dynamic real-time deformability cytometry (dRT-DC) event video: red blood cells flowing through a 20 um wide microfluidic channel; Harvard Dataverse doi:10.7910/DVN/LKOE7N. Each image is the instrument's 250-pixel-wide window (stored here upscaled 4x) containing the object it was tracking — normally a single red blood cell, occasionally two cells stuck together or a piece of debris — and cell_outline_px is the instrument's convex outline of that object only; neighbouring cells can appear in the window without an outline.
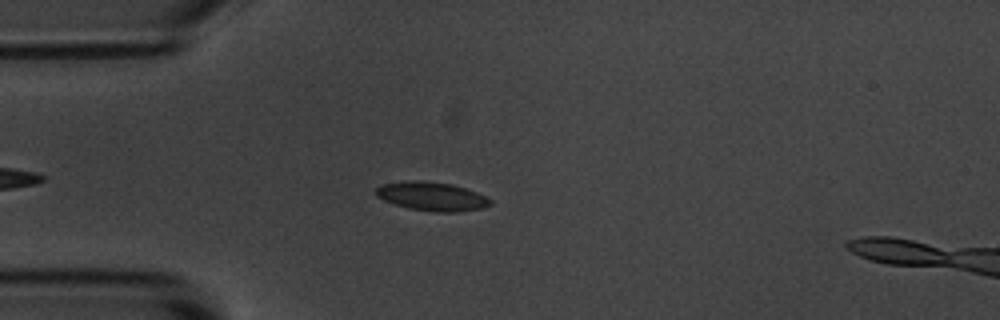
{"species": "common noctule bat (a hibernating species)", "species_latin": "Nyctalus noctula", "temperature_condition": "room temperature", "stored_images_in_passage": 45, "camera_frame_rate_fps": 3000, "um_per_image_px": 0.085, "animal": {"sex": "male", "body_mass_g": 20.1, "forearm_length_mm": 53.5}, "frame": {"image": 1, "passage_image": 8, "time_ms": 2.333, "image_size_px": [1000, 320], "cell_outline_px": [[492, 204], [484, 208], [456, 212], [436, 212], [408, 208], [384, 200], [376, 196], [376, 188], [380, 184], [408, 180], [420, 180], [452, 184], [476, 192], [492, 200]], "centroid_in_image_um": [36.7, 16.69], "position_along_channel_um": 48.3, "area_um2": 19.19}}
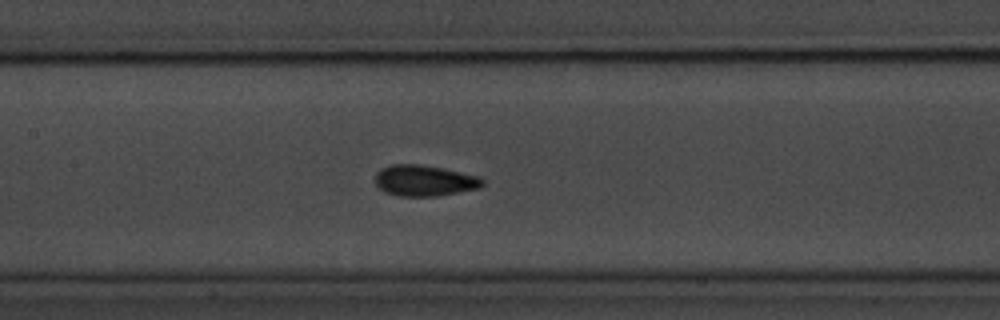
{"frame": {"image": 2, "passage_image": 19, "time_ms": 6.0, "image_size_px": [1000, 320], "cell_outline_px": [[484, 184], [480, 188], [436, 196], [400, 196], [384, 192], [376, 184], [376, 172], [380, 168], [392, 164], [420, 164], [480, 176], [484, 180]], "centroid_in_image_um": [36.07, 15.35], "position_along_channel_um": 171.3, "area_um2": 19.36}}
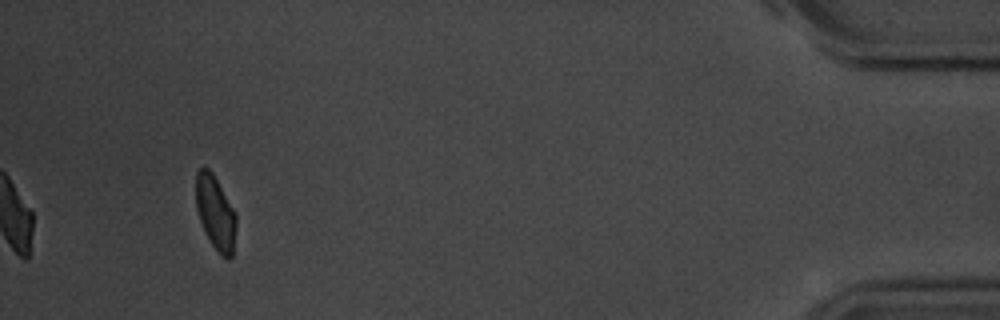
{"frame": {"image": 3, "passage_image": 45, "time_ms": 14.667, "image_size_px": [1000, 320], "cell_outline_px": [[236, 228], [232, 256], [228, 260], [220, 256], [204, 232], [196, 208], [196, 172], [204, 164], [212, 172], [236, 212]], "centroid_in_image_um": [18.31, 18.08], "position_along_channel_um": 416.9, "area_um2": 17.57}, "authors_computed_cell_mechanics": {"area_um2": 18.496, "velocity_mm_per_s": 3.6591, "shape_relaxation_time_tau1_ms": 2.9286, "shape_relaxation_time_tau2_ms": 1.6417, "deformation_change_tau1": 0.0816, "deformation_change_tau2": 0.059}}